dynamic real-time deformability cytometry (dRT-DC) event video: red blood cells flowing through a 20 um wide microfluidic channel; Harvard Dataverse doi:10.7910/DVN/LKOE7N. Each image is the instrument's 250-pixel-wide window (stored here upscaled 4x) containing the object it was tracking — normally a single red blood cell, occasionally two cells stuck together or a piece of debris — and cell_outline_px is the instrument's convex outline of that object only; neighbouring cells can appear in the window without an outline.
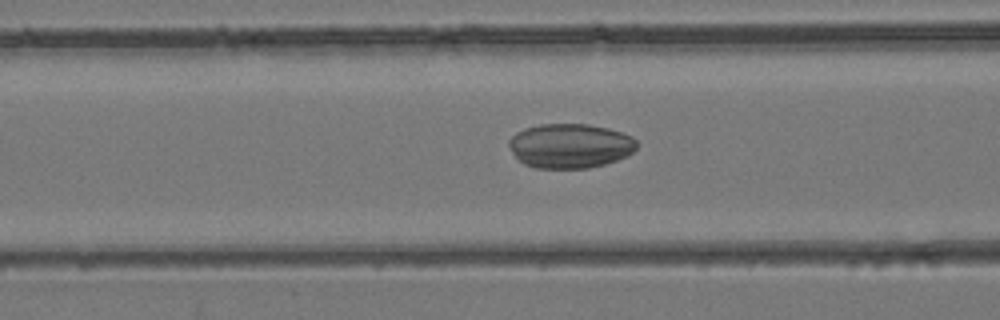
{"species": "common noctule bat (a hibernating species)", "species_latin": "Nyctalus noctula", "temperature_condition": "room temperature", "stored_images_in_passage": 24, "camera_frame_rate_fps": 3000, "um_per_image_px": 0.085, "animal": {"sex": "female", "body_mass_g": 24.6, "forearm_length_mm": 56.2}, "frame": {"image": 1, "passage_image": 4, "time_ms": 1.0, "image_size_px": [1000, 320], "cell_outline_px": [[640, 144], [628, 156], [604, 164], [588, 168], [536, 168], [524, 164], [512, 152], [508, 144], [508, 140], [516, 132], [524, 128], [540, 124], [588, 124], [608, 128], [632, 136]], "centroid_in_image_um": [48.47, 12.39], "position_along_channel_um": 118.1, "area_um2": 33.29}}
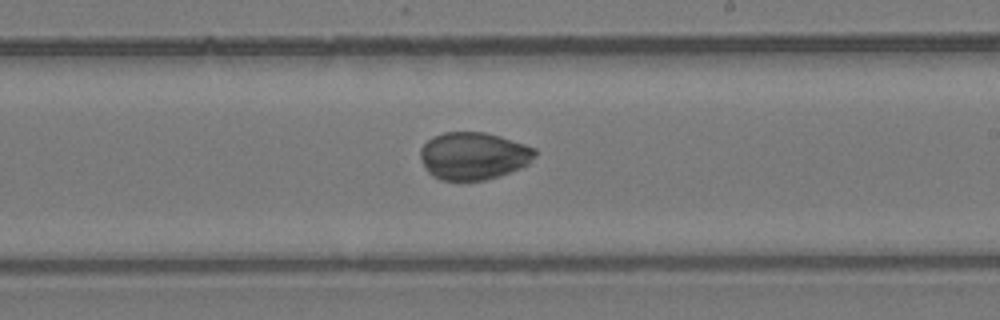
{"frame": {"image": 2, "passage_image": 12, "time_ms": 3.667, "image_size_px": [1000, 320], "cell_outline_px": [[536, 156], [528, 164], [520, 168], [484, 180], [440, 180], [432, 176], [428, 172], [420, 156], [420, 148], [432, 136], [444, 132], [484, 132], [500, 136], [536, 148]], "centroid_in_image_um": [40.24, 13.24], "position_along_channel_um": 248.8, "area_um2": 31.62}}
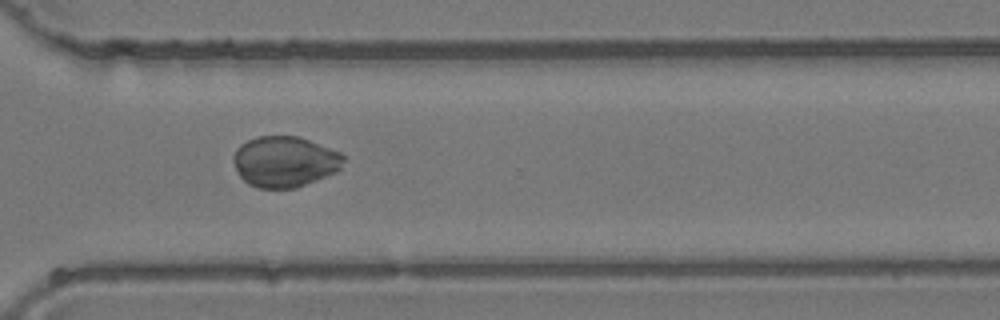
{"frame": {"image": 3, "passage_image": 18, "time_ms": 5.667, "image_size_px": [1000, 320], "cell_outline_px": [[344, 160], [340, 168], [336, 172], [296, 188], [260, 188], [248, 184], [240, 176], [232, 160], [232, 156], [236, 148], [240, 144], [256, 136], [300, 136], [340, 152], [344, 156]], "centroid_in_image_um": [24.18, 13.73], "position_along_channel_um": 346.4, "area_um2": 32.71}}